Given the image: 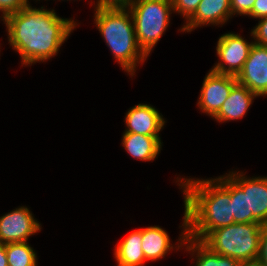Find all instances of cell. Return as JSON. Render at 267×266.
<instances>
[{
    "mask_svg": "<svg viewBox=\"0 0 267 266\" xmlns=\"http://www.w3.org/2000/svg\"><path fill=\"white\" fill-rule=\"evenodd\" d=\"M5 24L8 43L20 55L22 66L51 60L79 23L61 18L54 9L28 5L1 19Z\"/></svg>",
    "mask_w": 267,
    "mask_h": 266,
    "instance_id": "1",
    "label": "cell"
},
{
    "mask_svg": "<svg viewBox=\"0 0 267 266\" xmlns=\"http://www.w3.org/2000/svg\"><path fill=\"white\" fill-rule=\"evenodd\" d=\"M183 192L188 237L202 241L211 231L235 224L232 214L231 178H176ZM178 182V183H177Z\"/></svg>",
    "mask_w": 267,
    "mask_h": 266,
    "instance_id": "2",
    "label": "cell"
},
{
    "mask_svg": "<svg viewBox=\"0 0 267 266\" xmlns=\"http://www.w3.org/2000/svg\"><path fill=\"white\" fill-rule=\"evenodd\" d=\"M94 24L109 47L114 59L130 77L147 55L138 46L134 21L128 8L95 7Z\"/></svg>",
    "mask_w": 267,
    "mask_h": 266,
    "instance_id": "3",
    "label": "cell"
},
{
    "mask_svg": "<svg viewBox=\"0 0 267 266\" xmlns=\"http://www.w3.org/2000/svg\"><path fill=\"white\" fill-rule=\"evenodd\" d=\"M263 227L260 223H235L211 231L201 242L221 256L252 260L258 257Z\"/></svg>",
    "mask_w": 267,
    "mask_h": 266,
    "instance_id": "4",
    "label": "cell"
},
{
    "mask_svg": "<svg viewBox=\"0 0 267 266\" xmlns=\"http://www.w3.org/2000/svg\"><path fill=\"white\" fill-rule=\"evenodd\" d=\"M127 8L134 21L137 44L147 56H150L170 25L172 1L134 0Z\"/></svg>",
    "mask_w": 267,
    "mask_h": 266,
    "instance_id": "5",
    "label": "cell"
},
{
    "mask_svg": "<svg viewBox=\"0 0 267 266\" xmlns=\"http://www.w3.org/2000/svg\"><path fill=\"white\" fill-rule=\"evenodd\" d=\"M254 41L249 42L239 33L228 32L222 34L217 41L216 54L218 61L211 68L220 74L237 76L247 60Z\"/></svg>",
    "mask_w": 267,
    "mask_h": 266,
    "instance_id": "6",
    "label": "cell"
},
{
    "mask_svg": "<svg viewBox=\"0 0 267 266\" xmlns=\"http://www.w3.org/2000/svg\"><path fill=\"white\" fill-rule=\"evenodd\" d=\"M241 189L247 192L248 223L267 226V176L247 177L242 171L226 173Z\"/></svg>",
    "mask_w": 267,
    "mask_h": 266,
    "instance_id": "7",
    "label": "cell"
},
{
    "mask_svg": "<svg viewBox=\"0 0 267 266\" xmlns=\"http://www.w3.org/2000/svg\"><path fill=\"white\" fill-rule=\"evenodd\" d=\"M236 84V76L220 74L210 69L202 83L198 102L196 103L199 107L198 109L213 118L219 112L222 104Z\"/></svg>",
    "mask_w": 267,
    "mask_h": 266,
    "instance_id": "8",
    "label": "cell"
},
{
    "mask_svg": "<svg viewBox=\"0 0 267 266\" xmlns=\"http://www.w3.org/2000/svg\"><path fill=\"white\" fill-rule=\"evenodd\" d=\"M41 229V223L27 206H19L0 216V242L4 244L27 242Z\"/></svg>",
    "mask_w": 267,
    "mask_h": 266,
    "instance_id": "9",
    "label": "cell"
},
{
    "mask_svg": "<svg viewBox=\"0 0 267 266\" xmlns=\"http://www.w3.org/2000/svg\"><path fill=\"white\" fill-rule=\"evenodd\" d=\"M182 225L179 226L182 228L181 234L178 238L177 244H172L168 232L160 227L159 225L149 226L142 228V242L141 247L147 261H157L166 257V255L172 251L183 249L187 234V213L184 207V216L182 220Z\"/></svg>",
    "mask_w": 267,
    "mask_h": 266,
    "instance_id": "10",
    "label": "cell"
},
{
    "mask_svg": "<svg viewBox=\"0 0 267 266\" xmlns=\"http://www.w3.org/2000/svg\"><path fill=\"white\" fill-rule=\"evenodd\" d=\"M236 78L237 83L258 97H267V46L256 43L252 45L248 58Z\"/></svg>",
    "mask_w": 267,
    "mask_h": 266,
    "instance_id": "11",
    "label": "cell"
},
{
    "mask_svg": "<svg viewBox=\"0 0 267 266\" xmlns=\"http://www.w3.org/2000/svg\"><path fill=\"white\" fill-rule=\"evenodd\" d=\"M231 0H201L195 13L179 29L181 32H191L198 27L220 26L231 19Z\"/></svg>",
    "mask_w": 267,
    "mask_h": 266,
    "instance_id": "12",
    "label": "cell"
},
{
    "mask_svg": "<svg viewBox=\"0 0 267 266\" xmlns=\"http://www.w3.org/2000/svg\"><path fill=\"white\" fill-rule=\"evenodd\" d=\"M125 114L126 129L123 133L159 136L167 122L160 111L146 103L134 105Z\"/></svg>",
    "mask_w": 267,
    "mask_h": 266,
    "instance_id": "13",
    "label": "cell"
},
{
    "mask_svg": "<svg viewBox=\"0 0 267 266\" xmlns=\"http://www.w3.org/2000/svg\"><path fill=\"white\" fill-rule=\"evenodd\" d=\"M258 96L237 83L231 90L219 112L212 118L219 123L242 119Z\"/></svg>",
    "mask_w": 267,
    "mask_h": 266,
    "instance_id": "14",
    "label": "cell"
},
{
    "mask_svg": "<svg viewBox=\"0 0 267 266\" xmlns=\"http://www.w3.org/2000/svg\"><path fill=\"white\" fill-rule=\"evenodd\" d=\"M121 141L123 149L128 155L142 162L154 161L163 146L160 136H147L137 133H123Z\"/></svg>",
    "mask_w": 267,
    "mask_h": 266,
    "instance_id": "15",
    "label": "cell"
},
{
    "mask_svg": "<svg viewBox=\"0 0 267 266\" xmlns=\"http://www.w3.org/2000/svg\"><path fill=\"white\" fill-rule=\"evenodd\" d=\"M142 228L132 231L115 245L114 258L117 266H145V256L141 247Z\"/></svg>",
    "mask_w": 267,
    "mask_h": 266,
    "instance_id": "16",
    "label": "cell"
},
{
    "mask_svg": "<svg viewBox=\"0 0 267 266\" xmlns=\"http://www.w3.org/2000/svg\"><path fill=\"white\" fill-rule=\"evenodd\" d=\"M184 251H188L192 255V262L194 266H240L241 261L231 257L221 256L212 252L201 241L186 238ZM195 257V258H193Z\"/></svg>",
    "mask_w": 267,
    "mask_h": 266,
    "instance_id": "17",
    "label": "cell"
},
{
    "mask_svg": "<svg viewBox=\"0 0 267 266\" xmlns=\"http://www.w3.org/2000/svg\"><path fill=\"white\" fill-rule=\"evenodd\" d=\"M8 266H38L37 253L27 242L6 243Z\"/></svg>",
    "mask_w": 267,
    "mask_h": 266,
    "instance_id": "18",
    "label": "cell"
},
{
    "mask_svg": "<svg viewBox=\"0 0 267 266\" xmlns=\"http://www.w3.org/2000/svg\"><path fill=\"white\" fill-rule=\"evenodd\" d=\"M232 214L235 223H248L247 192L231 179Z\"/></svg>",
    "mask_w": 267,
    "mask_h": 266,
    "instance_id": "19",
    "label": "cell"
},
{
    "mask_svg": "<svg viewBox=\"0 0 267 266\" xmlns=\"http://www.w3.org/2000/svg\"><path fill=\"white\" fill-rule=\"evenodd\" d=\"M173 13H178L187 21L196 11L201 0H171Z\"/></svg>",
    "mask_w": 267,
    "mask_h": 266,
    "instance_id": "20",
    "label": "cell"
},
{
    "mask_svg": "<svg viewBox=\"0 0 267 266\" xmlns=\"http://www.w3.org/2000/svg\"><path fill=\"white\" fill-rule=\"evenodd\" d=\"M30 5L29 0H0V19Z\"/></svg>",
    "mask_w": 267,
    "mask_h": 266,
    "instance_id": "21",
    "label": "cell"
},
{
    "mask_svg": "<svg viewBox=\"0 0 267 266\" xmlns=\"http://www.w3.org/2000/svg\"><path fill=\"white\" fill-rule=\"evenodd\" d=\"M250 35L254 43L267 46V17L259 19L258 24L251 29Z\"/></svg>",
    "mask_w": 267,
    "mask_h": 266,
    "instance_id": "22",
    "label": "cell"
},
{
    "mask_svg": "<svg viewBox=\"0 0 267 266\" xmlns=\"http://www.w3.org/2000/svg\"><path fill=\"white\" fill-rule=\"evenodd\" d=\"M256 0H231L232 16H247Z\"/></svg>",
    "mask_w": 267,
    "mask_h": 266,
    "instance_id": "23",
    "label": "cell"
},
{
    "mask_svg": "<svg viewBox=\"0 0 267 266\" xmlns=\"http://www.w3.org/2000/svg\"><path fill=\"white\" fill-rule=\"evenodd\" d=\"M253 19H262L267 17V0H256L251 12L247 15Z\"/></svg>",
    "mask_w": 267,
    "mask_h": 266,
    "instance_id": "24",
    "label": "cell"
},
{
    "mask_svg": "<svg viewBox=\"0 0 267 266\" xmlns=\"http://www.w3.org/2000/svg\"><path fill=\"white\" fill-rule=\"evenodd\" d=\"M97 2H92L94 7H114V8H127L134 0H96Z\"/></svg>",
    "mask_w": 267,
    "mask_h": 266,
    "instance_id": "25",
    "label": "cell"
},
{
    "mask_svg": "<svg viewBox=\"0 0 267 266\" xmlns=\"http://www.w3.org/2000/svg\"><path fill=\"white\" fill-rule=\"evenodd\" d=\"M258 259H260L264 266H267V226L263 227L260 237V246Z\"/></svg>",
    "mask_w": 267,
    "mask_h": 266,
    "instance_id": "26",
    "label": "cell"
},
{
    "mask_svg": "<svg viewBox=\"0 0 267 266\" xmlns=\"http://www.w3.org/2000/svg\"><path fill=\"white\" fill-rule=\"evenodd\" d=\"M0 266H8L5 244L0 242Z\"/></svg>",
    "mask_w": 267,
    "mask_h": 266,
    "instance_id": "27",
    "label": "cell"
},
{
    "mask_svg": "<svg viewBox=\"0 0 267 266\" xmlns=\"http://www.w3.org/2000/svg\"><path fill=\"white\" fill-rule=\"evenodd\" d=\"M240 266H264L262 261L258 258L247 260V261H241Z\"/></svg>",
    "mask_w": 267,
    "mask_h": 266,
    "instance_id": "28",
    "label": "cell"
}]
</instances>
